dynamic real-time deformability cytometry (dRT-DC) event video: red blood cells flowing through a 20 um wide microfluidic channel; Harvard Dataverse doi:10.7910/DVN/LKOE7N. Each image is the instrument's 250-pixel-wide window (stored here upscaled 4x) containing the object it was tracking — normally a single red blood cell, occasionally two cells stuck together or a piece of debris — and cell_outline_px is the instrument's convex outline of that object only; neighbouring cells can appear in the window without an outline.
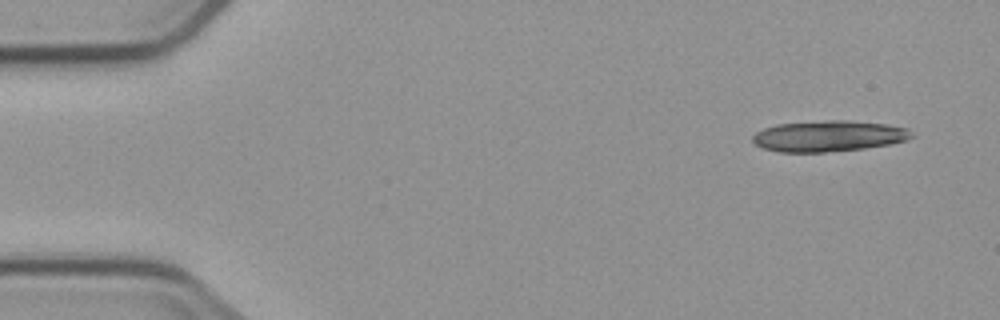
{"species": "common noctule bat (a hibernating species)", "species_latin": "Nyctalus noctula", "temperature_condition": "cold", "stored_images_in_passage": 6, "segment_of_instrument_passage": [1, 2], "camera_frame_rate_fps": 3000, "um_per_image_px": 0.085, "animal": {"sex": "male", "body_mass_g": 23.1, "forearm_length_mm": 52.7}, "frame": {"image": 1, "passage_image": 1, "time_ms": 0.0, "image_size_px": [1000, 320], "cell_outline_px": [[916, 136], [908, 140], [888, 144], [864, 148], [824, 152], [780, 152], [764, 148], [752, 144], [752, 136], [756, 132], [764, 128], [776, 124], [828, 120], [844, 120], [888, 124], [908, 128]], "centroid_in_image_um": [70.44, 11.56], "position_along_channel_um": 14.6, "area_um2": 28.84}}